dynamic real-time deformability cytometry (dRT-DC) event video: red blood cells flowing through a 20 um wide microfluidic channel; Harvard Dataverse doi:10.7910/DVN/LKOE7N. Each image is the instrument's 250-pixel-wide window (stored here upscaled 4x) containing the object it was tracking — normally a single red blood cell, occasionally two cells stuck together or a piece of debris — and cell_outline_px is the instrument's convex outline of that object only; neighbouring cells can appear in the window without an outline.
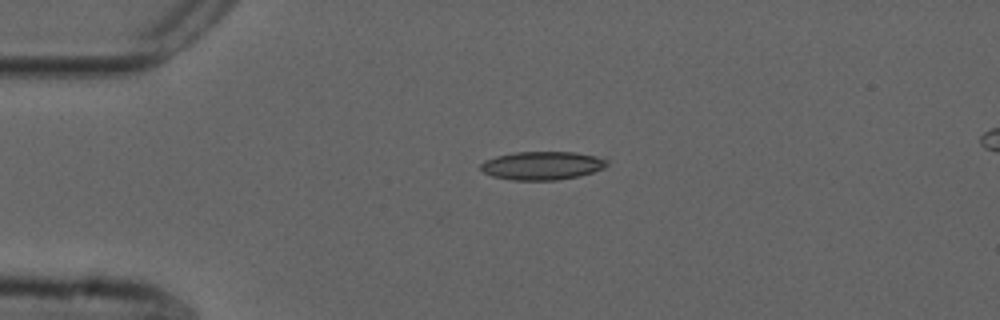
{"species": "common noctule bat (a hibernating species)", "species_latin": "Nyctalus noctula", "temperature_condition": "cold", "stored_images_in_passage": 43, "camera_frame_rate_fps": 3000, "um_per_image_px": 0.085, "animal": {"sex": "male", "forearm_length_mm": 52.5}, "frame": {"image": 1, "passage_image": 1, "time_ms": 0.0, "image_size_px": [1000, 320], "cell_outline_px": [[608, 164], [604, 168], [580, 176], [556, 180], [512, 180], [492, 176], [484, 172], [480, 168], [480, 164], [484, 160], [496, 156], [516, 152], [576, 152], [596, 156], [608, 160]], "centroid_in_image_um": [46.08, 14.07], "position_along_channel_um": 38.9, "area_um2": 20.92}}
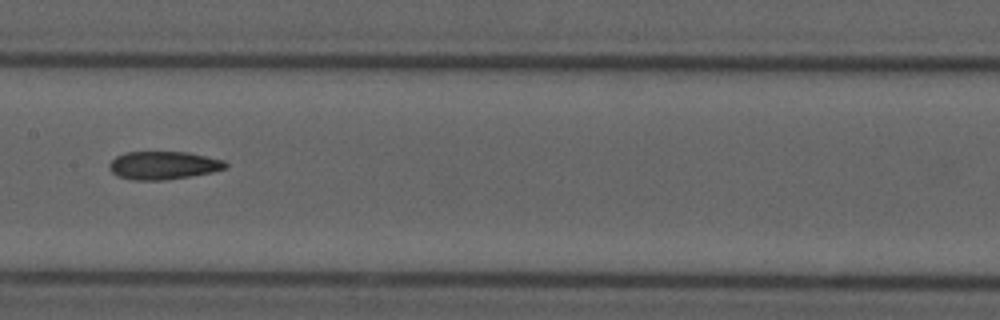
{"frame": {"image": 2, "passage_image": 16, "time_ms": 5.0, "image_size_px": [1000, 320], "cell_outline_px": [[228, 168], [212, 172], [188, 176], [160, 180], [136, 180], [116, 176], [108, 168], [108, 164], [116, 156], [124, 152], [188, 152], [224, 160], [228, 164]], "centroid_in_image_um": [13.87, 14.04], "position_along_channel_um": 193.5, "area_um2": 19.02}}
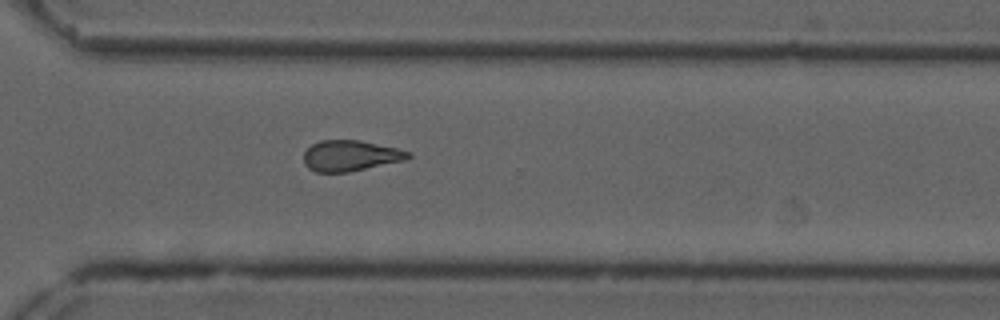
{"frame": {"image": 3, "passage_image": 28, "time_ms": 9.0, "image_size_px": [1000, 320], "cell_outline_px": [[412, 156], [408, 160], [348, 172], [316, 172], [308, 168], [304, 164], [304, 152], [312, 144], [320, 140], [360, 140], [396, 148], [412, 152]], "centroid_in_image_um": [29.81, 13.24], "position_along_channel_um": 340.8, "area_um2": 18.9}, "authors_computed_cell_mechanics": {"area_um2": 19.1896, "velocity_mm_per_s": 3.6915, "shape_relaxation_time_tau1_ms": null, "shape_relaxation_time_tau2_ms": 8.5199, "deformation_change_tau1": null, "deformation_change_tau2": 0.2054}}